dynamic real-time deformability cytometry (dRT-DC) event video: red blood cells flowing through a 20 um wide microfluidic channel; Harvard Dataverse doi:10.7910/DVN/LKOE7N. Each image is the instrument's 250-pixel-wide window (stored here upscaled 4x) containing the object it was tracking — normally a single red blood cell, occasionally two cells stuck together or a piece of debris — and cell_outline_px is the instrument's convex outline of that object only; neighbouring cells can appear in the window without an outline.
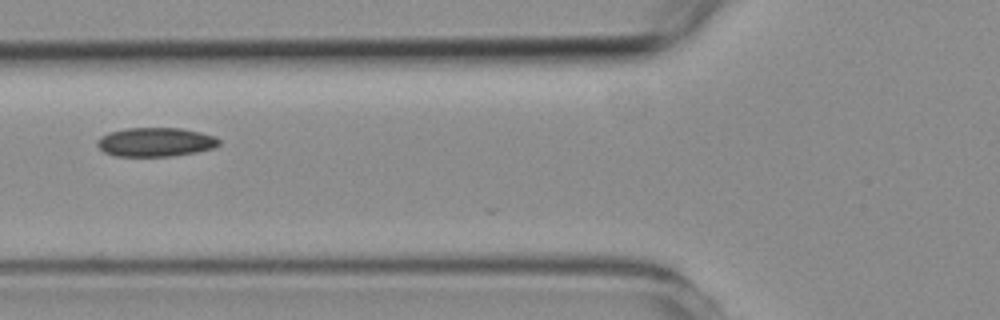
{"species": "common noctule bat (a hibernating species)", "species_latin": "Nyctalus noctula", "temperature_condition": "room temperature", "stored_images_in_passage": 4, "camera_frame_rate_fps": 3000, "um_per_image_px": 0.085, "animal": {"sex": "female", "body_mass_g": 19.3, "forearm_length_mm": 54.1}, "frame": {"image": 1, "passage_image": 4, "time_ms": 3.667, "image_size_px": [1000, 320], "cell_outline_px": [[220, 144], [212, 148], [196, 152], [168, 156], [116, 156], [104, 152], [96, 144], [96, 140], [100, 136], [108, 132], [124, 128], [180, 128], [200, 132], [216, 136], [220, 140]], "centroid_in_image_um": [13.19, 12.06], "position_along_channel_um": 112.6, "area_um2": 20.63}}